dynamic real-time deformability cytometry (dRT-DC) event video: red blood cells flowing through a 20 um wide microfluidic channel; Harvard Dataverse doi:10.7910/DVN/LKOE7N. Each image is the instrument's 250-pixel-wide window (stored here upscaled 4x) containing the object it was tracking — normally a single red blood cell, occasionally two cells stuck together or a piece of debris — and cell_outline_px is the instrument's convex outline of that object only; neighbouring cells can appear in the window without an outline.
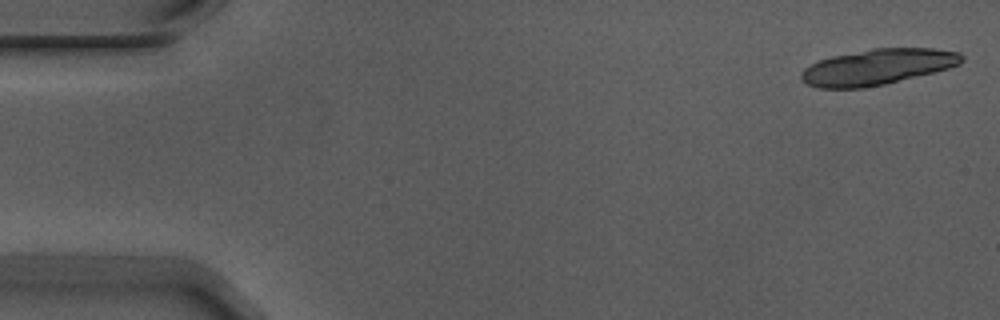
{"species": "Egyptian fruit bat (a non-hibernating species)", "species_latin": "Rousettus aegyptiacus", "temperature_condition": "warm", "stored_images_in_passage": 4, "camera_frame_rate_fps": 3000, "um_per_image_px": 0.085, "animal": {"sex": "male"}, "frame": {"image": 1, "passage_image": 1, "time_ms": 0.0, "image_size_px": [1000, 320], "cell_outline_px": [[964, 60], [960, 64], [948, 68], [884, 84], [864, 88], [816, 88], [808, 84], [800, 76], [800, 72], [804, 68], [820, 60], [832, 56], [872, 48], [932, 48], [960, 52], [964, 56]], "centroid_in_image_um": [74.59, 5.68], "position_along_channel_um": 10.4, "area_um2": 33.23}}